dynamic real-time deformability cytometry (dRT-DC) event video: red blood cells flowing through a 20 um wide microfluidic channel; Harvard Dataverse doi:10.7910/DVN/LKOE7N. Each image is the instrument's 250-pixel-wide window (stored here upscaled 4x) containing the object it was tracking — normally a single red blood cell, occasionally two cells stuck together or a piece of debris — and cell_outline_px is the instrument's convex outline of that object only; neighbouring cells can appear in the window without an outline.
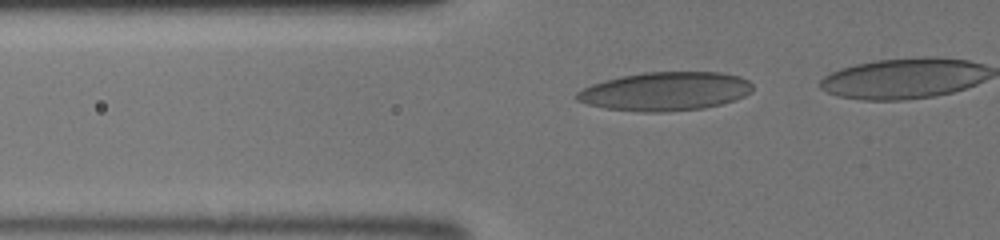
{"species": "human", "species_latin": "Homo sapiens", "temperature_condition": "room temperature", "stored_images_in_passage": 11, "camera_frame_rate_fps": 3000, "um_per_image_px": 0.085, "donor": {"sex": "male"}, "frame": {"image": 1, "passage_image": 5, "time_ms": 1.333, "image_size_px": [1000, 240], "cell_outline_px": [[752, 92], [736, 100], [704, 108], [668, 112], [644, 112], [604, 108], [588, 104], [576, 100], [576, 92], [592, 84], [604, 80], [620, 76], [644, 72], [720, 72], [740, 76], [748, 80], [752, 84]], "centroid_in_image_um": [56.56, 7.76], "position_along_channel_um": 69.2, "area_um2": 39.82}}
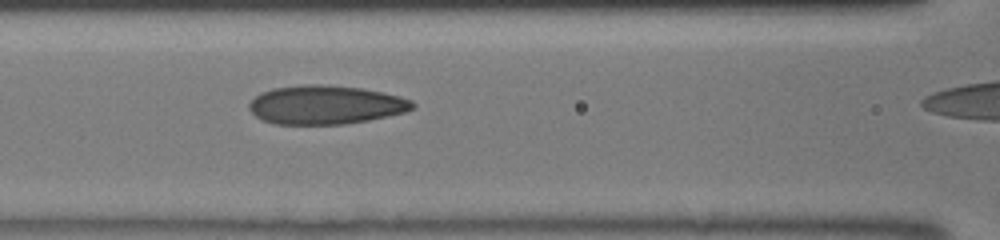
{"frame": {"image": 2, "passage_image": 10, "time_ms": 3.0, "image_size_px": [1000, 240], "cell_outline_px": [[416, 108], [404, 112], [388, 116], [368, 120], [344, 124], [272, 124], [260, 120], [248, 108], [248, 104], [260, 92], [272, 88], [304, 84], [320, 84], [360, 88], [400, 96], [412, 100], [416, 104]], "centroid_in_image_um": [27.66, 8.91], "position_along_channel_um": 138.9, "area_um2": 37.11}}